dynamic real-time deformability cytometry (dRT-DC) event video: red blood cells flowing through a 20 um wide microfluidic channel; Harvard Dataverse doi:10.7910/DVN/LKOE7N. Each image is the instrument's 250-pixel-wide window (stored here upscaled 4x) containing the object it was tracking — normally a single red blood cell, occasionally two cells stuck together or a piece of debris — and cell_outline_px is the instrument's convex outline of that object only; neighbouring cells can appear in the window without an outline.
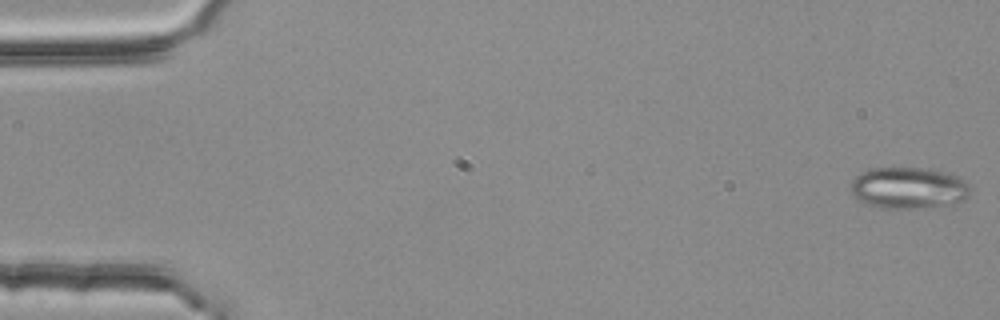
{"species": "common noctule bat (a hibernating species)", "species_latin": "Nyctalus noctula", "temperature_condition": "room temperature", "stored_images_in_passage": 4, "camera_frame_rate_fps": 3000, "um_per_image_px": 0.085, "animal": {"sex": "female", "body_mass_g": 25.1}, "frame": {"image": 1, "passage_image": 1, "time_ms": 0.0, "image_size_px": [1000, 320], "cell_outline_px": [[968, 196], [964, 200], [952, 204], [908, 208], [880, 208], [864, 204], [856, 200], [852, 196], [852, 180], [860, 172], [872, 168], [920, 168], [948, 172], [960, 176], [964, 180], [968, 188]], "centroid_in_image_um": [77.18, 15.97], "position_along_channel_um": 7.8, "area_um2": 28.9}}